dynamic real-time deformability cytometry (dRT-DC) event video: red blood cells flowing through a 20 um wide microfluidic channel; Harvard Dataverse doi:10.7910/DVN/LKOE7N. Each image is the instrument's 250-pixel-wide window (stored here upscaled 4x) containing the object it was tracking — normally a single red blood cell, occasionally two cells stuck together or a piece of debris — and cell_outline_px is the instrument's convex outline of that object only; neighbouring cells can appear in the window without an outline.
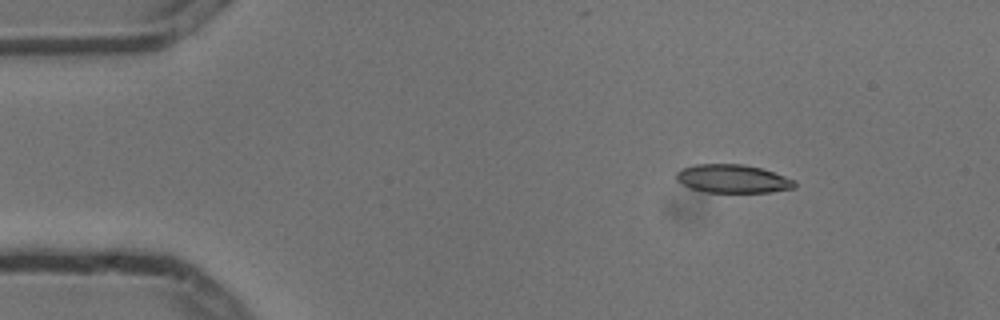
{"species": "common noctule bat (a hibernating species)", "species_latin": "Nyctalus noctula", "temperature_condition": "cold", "stored_images_in_passage": 7, "camera_frame_rate_fps": 3000, "um_per_image_px": 0.085, "animal": {"sex": "male", "body_mass_g": 13.3}, "frame": {"image": 1, "passage_image": 1, "time_ms": 0.0, "image_size_px": [1000, 320], "cell_outline_px": [[796, 188], [772, 192], [704, 192], [692, 188], [676, 180], [676, 172], [680, 168], [696, 164], [744, 164], [760, 168], [796, 180]], "centroid_in_image_um": [62.29, 15.19], "position_along_channel_um": 22.7, "area_um2": 19.59}}
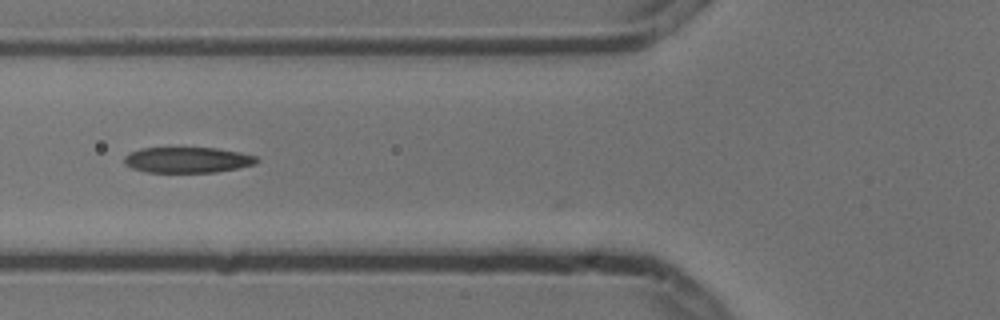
{"frame": {"image": 2, "passage_image": 5, "time_ms": 1.333, "image_size_px": [1000, 320], "cell_outline_px": [[260, 160], [256, 164], [216, 172], [148, 172], [132, 168], [124, 164], [124, 156], [140, 148], [216, 148], [240, 152], [256, 156]], "centroid_in_image_um": [15.95, 13.59], "position_along_channel_um": 109.9, "area_um2": 19.77}}
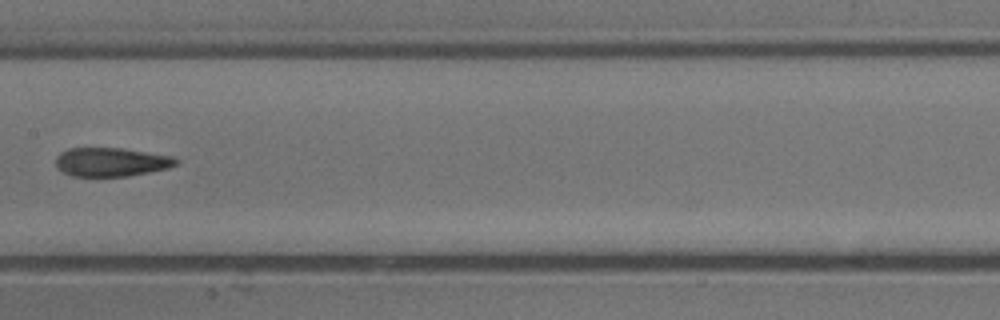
{"frame": {"image": 3, "passage_image": 7, "time_ms": 2.0, "image_size_px": [1000, 320], "cell_outline_px": [[180, 160], [176, 164], [168, 168], [128, 176], [72, 176], [64, 172], [56, 164], [56, 156], [60, 152], [68, 148], [120, 148], [176, 156]], "centroid_in_image_um": [9.49, 13.76], "position_along_channel_um": 197.9, "area_um2": 20.17}}